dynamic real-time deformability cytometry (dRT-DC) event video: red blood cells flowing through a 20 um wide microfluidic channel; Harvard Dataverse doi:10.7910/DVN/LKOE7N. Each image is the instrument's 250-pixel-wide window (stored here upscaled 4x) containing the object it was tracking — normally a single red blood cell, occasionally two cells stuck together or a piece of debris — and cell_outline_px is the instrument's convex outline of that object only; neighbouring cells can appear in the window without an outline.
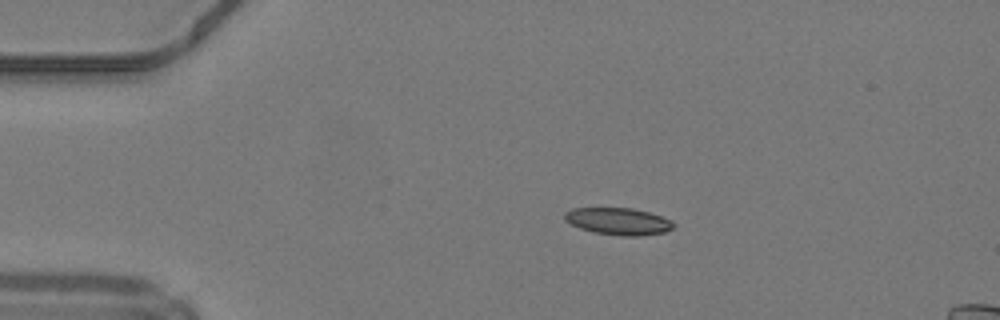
{"species": "common noctule bat (a hibernating species)", "species_latin": "Nyctalus noctula", "temperature_condition": "warm", "stored_images_in_passage": 41, "camera_frame_rate_fps": 3000, "um_per_image_px": 0.085, "animal": {"sex": "male", "body_mass_g": 19.2, "forearm_length_mm": 51.8}, "frame": {"image": 1, "passage_image": 1, "time_ms": 0.0, "image_size_px": [1000, 320], "cell_outline_px": [[676, 224], [672, 228], [664, 232], [640, 236], [620, 236], [592, 232], [580, 228], [564, 220], [564, 212], [572, 208], [632, 208], [648, 212], [672, 220]], "centroid_in_image_um": [52.55, 18.81], "position_along_channel_um": 32.5, "area_um2": 17.22}}
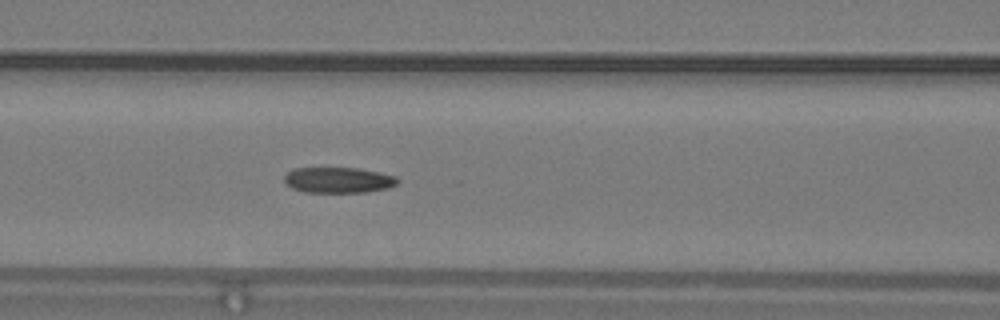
{"frame": {"image": 2, "passage_image": 12, "time_ms": 3.667, "image_size_px": [1000, 320], "cell_outline_px": [[400, 180], [396, 184], [388, 188], [364, 192], [304, 192], [292, 188], [284, 180], [284, 176], [292, 168], [356, 168], [396, 176]], "centroid_in_image_um": [28.75, 15.3], "position_along_channel_um": 137.9, "area_um2": 16.82}}
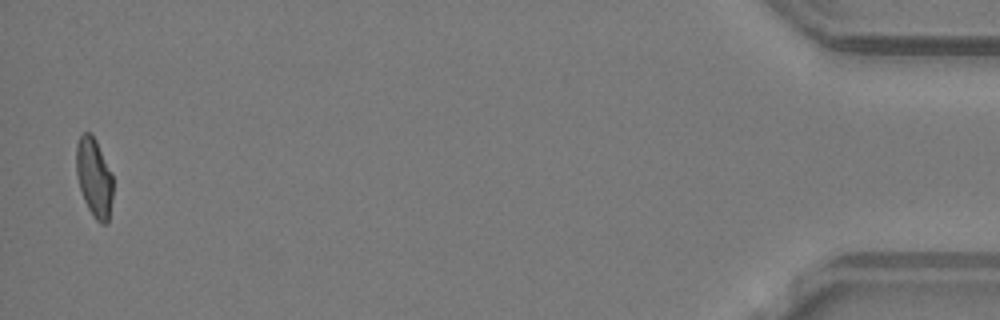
{"frame": {"image": 3, "passage_image": 39, "time_ms": 12.667, "image_size_px": [1000, 320], "cell_outline_px": [[112, 200], [108, 224], [100, 224], [96, 220], [88, 208], [84, 200], [80, 188], [76, 172], [76, 144], [80, 136], [84, 132], [92, 132], [112, 172]], "centroid_in_image_um": [8.01, 15.08], "position_along_channel_um": 427.2, "area_um2": 17.05}}